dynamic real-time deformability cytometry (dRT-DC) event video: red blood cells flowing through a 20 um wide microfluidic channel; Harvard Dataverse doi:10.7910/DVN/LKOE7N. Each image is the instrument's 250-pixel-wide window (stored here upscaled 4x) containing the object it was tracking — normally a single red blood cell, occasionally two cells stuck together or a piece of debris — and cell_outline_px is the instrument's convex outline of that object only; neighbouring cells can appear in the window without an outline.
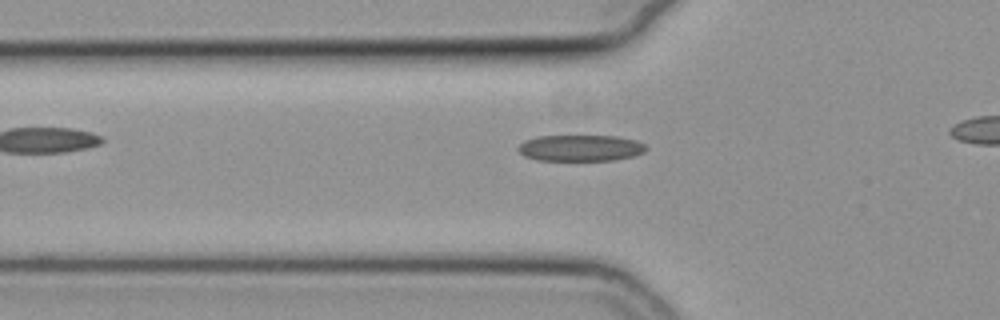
{"species": "common noctule bat (a hibernating species)", "species_latin": "Nyctalus noctula", "temperature_condition": "cold", "stored_images_in_passage": 29, "camera_frame_rate_fps": 3000, "um_per_image_px": 0.085, "animal": {"sex": "female", "body_mass_g": 19.3, "forearm_length_mm": 54.1}, "frame": {"image": 1, "passage_image": 3, "time_ms": 0.667, "image_size_px": [1000, 320], "cell_outline_px": [[648, 148], [644, 152], [636, 156], [616, 160], [536, 160], [524, 156], [516, 148], [524, 140], [536, 136], [616, 136], [636, 140], [644, 144]], "centroid_in_image_um": [49.35, 12.58], "position_along_channel_um": 76.5, "area_um2": 19.77}}
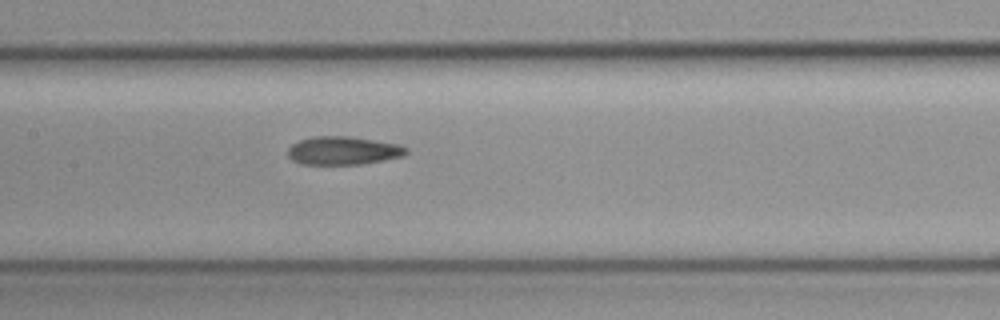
{"frame": {"image": 2, "passage_image": 11, "time_ms": 3.333, "image_size_px": [1000, 320], "cell_outline_px": [[408, 152], [404, 156], [384, 160], [360, 164], [300, 164], [292, 160], [288, 156], [288, 148], [292, 144], [300, 140], [316, 136], [348, 136], [396, 144], [408, 148]], "centroid_in_image_um": [29.15, 12.81], "position_along_channel_um": 178.2, "area_um2": 19.36}}
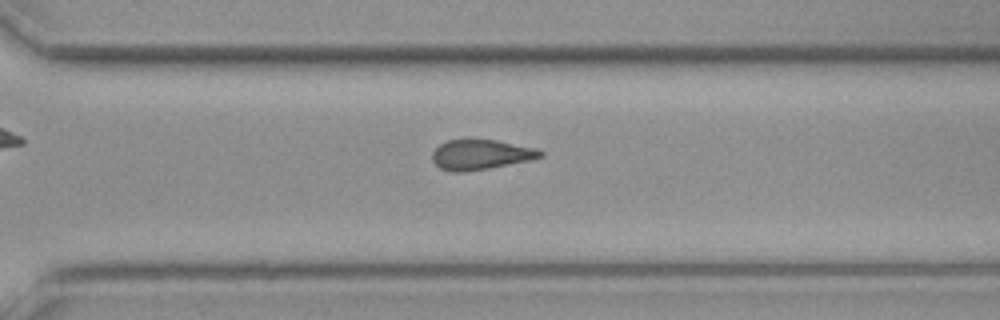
{"frame": {"image": 3, "passage_image": 23, "time_ms": 7.333, "image_size_px": [1000, 320], "cell_outline_px": [[544, 156], [532, 160], [488, 168], [464, 172], [452, 172], [440, 168], [432, 160], [432, 152], [440, 144], [448, 140], [496, 140], [540, 148], [544, 152]], "centroid_in_image_um": [40.92, 13.14], "position_along_channel_um": 329.7, "area_um2": 19.02}}